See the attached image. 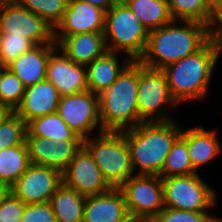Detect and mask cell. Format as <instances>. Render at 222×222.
<instances>
[{
	"label": "cell",
	"instance_id": "6da1fadb",
	"mask_svg": "<svg viewBox=\"0 0 222 222\" xmlns=\"http://www.w3.org/2000/svg\"><path fill=\"white\" fill-rule=\"evenodd\" d=\"M178 21L149 31L144 55L139 62L149 68L163 69L199 51L209 40V26L197 21Z\"/></svg>",
	"mask_w": 222,
	"mask_h": 222
},
{
	"label": "cell",
	"instance_id": "7a4b0ae2",
	"mask_svg": "<svg viewBox=\"0 0 222 222\" xmlns=\"http://www.w3.org/2000/svg\"><path fill=\"white\" fill-rule=\"evenodd\" d=\"M122 132L129 147L133 170L139 169L137 174L159 175L182 128L171 120L142 122Z\"/></svg>",
	"mask_w": 222,
	"mask_h": 222
},
{
	"label": "cell",
	"instance_id": "3957f363",
	"mask_svg": "<svg viewBox=\"0 0 222 222\" xmlns=\"http://www.w3.org/2000/svg\"><path fill=\"white\" fill-rule=\"evenodd\" d=\"M221 51L209 40L199 51L167 65L165 72L171 96L177 102L207 99L213 70Z\"/></svg>",
	"mask_w": 222,
	"mask_h": 222
},
{
	"label": "cell",
	"instance_id": "277c9868",
	"mask_svg": "<svg viewBox=\"0 0 222 222\" xmlns=\"http://www.w3.org/2000/svg\"><path fill=\"white\" fill-rule=\"evenodd\" d=\"M139 61H132L99 95V115L103 131H123L136 127L139 118L137 89Z\"/></svg>",
	"mask_w": 222,
	"mask_h": 222
},
{
	"label": "cell",
	"instance_id": "5b68a950",
	"mask_svg": "<svg viewBox=\"0 0 222 222\" xmlns=\"http://www.w3.org/2000/svg\"><path fill=\"white\" fill-rule=\"evenodd\" d=\"M103 34L108 51L125 53L132 61L145 53L149 31L122 0L106 12Z\"/></svg>",
	"mask_w": 222,
	"mask_h": 222
},
{
	"label": "cell",
	"instance_id": "8992f818",
	"mask_svg": "<svg viewBox=\"0 0 222 222\" xmlns=\"http://www.w3.org/2000/svg\"><path fill=\"white\" fill-rule=\"evenodd\" d=\"M104 179L112 188H119L134 175L129 147L122 131H103L84 139Z\"/></svg>",
	"mask_w": 222,
	"mask_h": 222
},
{
	"label": "cell",
	"instance_id": "52a82bcc",
	"mask_svg": "<svg viewBox=\"0 0 222 222\" xmlns=\"http://www.w3.org/2000/svg\"><path fill=\"white\" fill-rule=\"evenodd\" d=\"M137 105L139 118L143 122L173 120L164 108L178 104L170 94L167 77L162 69L149 68L139 62Z\"/></svg>",
	"mask_w": 222,
	"mask_h": 222
},
{
	"label": "cell",
	"instance_id": "ba28073f",
	"mask_svg": "<svg viewBox=\"0 0 222 222\" xmlns=\"http://www.w3.org/2000/svg\"><path fill=\"white\" fill-rule=\"evenodd\" d=\"M164 206L177 210L208 211L216 193L198 173L162 178Z\"/></svg>",
	"mask_w": 222,
	"mask_h": 222
},
{
	"label": "cell",
	"instance_id": "9c48e42d",
	"mask_svg": "<svg viewBox=\"0 0 222 222\" xmlns=\"http://www.w3.org/2000/svg\"><path fill=\"white\" fill-rule=\"evenodd\" d=\"M0 34L23 36L35 45L56 44L54 29L17 1L0 0Z\"/></svg>",
	"mask_w": 222,
	"mask_h": 222
},
{
	"label": "cell",
	"instance_id": "30bf717a",
	"mask_svg": "<svg viewBox=\"0 0 222 222\" xmlns=\"http://www.w3.org/2000/svg\"><path fill=\"white\" fill-rule=\"evenodd\" d=\"M119 189L124 194L130 217L153 219L165 207L159 175L134 174Z\"/></svg>",
	"mask_w": 222,
	"mask_h": 222
},
{
	"label": "cell",
	"instance_id": "8fae6325",
	"mask_svg": "<svg viewBox=\"0 0 222 222\" xmlns=\"http://www.w3.org/2000/svg\"><path fill=\"white\" fill-rule=\"evenodd\" d=\"M57 113L67 126L83 140L91 131L103 132L99 115L98 94L86 90L81 93L60 96Z\"/></svg>",
	"mask_w": 222,
	"mask_h": 222
},
{
	"label": "cell",
	"instance_id": "7c38bea8",
	"mask_svg": "<svg viewBox=\"0 0 222 222\" xmlns=\"http://www.w3.org/2000/svg\"><path fill=\"white\" fill-rule=\"evenodd\" d=\"M63 183L62 172L47 166L30 164L11 186V192L24 204L50 202Z\"/></svg>",
	"mask_w": 222,
	"mask_h": 222
},
{
	"label": "cell",
	"instance_id": "4fadbf2b",
	"mask_svg": "<svg viewBox=\"0 0 222 222\" xmlns=\"http://www.w3.org/2000/svg\"><path fill=\"white\" fill-rule=\"evenodd\" d=\"M62 179L65 185L85 196L104 194L112 189L84 145L62 172Z\"/></svg>",
	"mask_w": 222,
	"mask_h": 222
},
{
	"label": "cell",
	"instance_id": "5bb4252c",
	"mask_svg": "<svg viewBox=\"0 0 222 222\" xmlns=\"http://www.w3.org/2000/svg\"><path fill=\"white\" fill-rule=\"evenodd\" d=\"M30 163L47 166L63 172L77 152L84 145V140H56L38 136H25Z\"/></svg>",
	"mask_w": 222,
	"mask_h": 222
},
{
	"label": "cell",
	"instance_id": "9a60e30c",
	"mask_svg": "<svg viewBox=\"0 0 222 222\" xmlns=\"http://www.w3.org/2000/svg\"><path fill=\"white\" fill-rule=\"evenodd\" d=\"M46 79L56 87L60 96L88 90L86 66L71 61L58 47L49 54Z\"/></svg>",
	"mask_w": 222,
	"mask_h": 222
},
{
	"label": "cell",
	"instance_id": "2e32d148",
	"mask_svg": "<svg viewBox=\"0 0 222 222\" xmlns=\"http://www.w3.org/2000/svg\"><path fill=\"white\" fill-rule=\"evenodd\" d=\"M106 11L81 0H69L61 23L54 35L103 33Z\"/></svg>",
	"mask_w": 222,
	"mask_h": 222
},
{
	"label": "cell",
	"instance_id": "e0dca14e",
	"mask_svg": "<svg viewBox=\"0 0 222 222\" xmlns=\"http://www.w3.org/2000/svg\"><path fill=\"white\" fill-rule=\"evenodd\" d=\"M54 41L71 61L84 66L108 51L103 33L54 35Z\"/></svg>",
	"mask_w": 222,
	"mask_h": 222
},
{
	"label": "cell",
	"instance_id": "ac0fdd59",
	"mask_svg": "<svg viewBox=\"0 0 222 222\" xmlns=\"http://www.w3.org/2000/svg\"><path fill=\"white\" fill-rule=\"evenodd\" d=\"M60 95L47 79L26 88L21 104L15 112L27 124L30 120L56 113Z\"/></svg>",
	"mask_w": 222,
	"mask_h": 222
},
{
	"label": "cell",
	"instance_id": "d6986e66",
	"mask_svg": "<svg viewBox=\"0 0 222 222\" xmlns=\"http://www.w3.org/2000/svg\"><path fill=\"white\" fill-rule=\"evenodd\" d=\"M129 217L124 194L119 188L86 198L83 222H125Z\"/></svg>",
	"mask_w": 222,
	"mask_h": 222
},
{
	"label": "cell",
	"instance_id": "ffe728a7",
	"mask_svg": "<svg viewBox=\"0 0 222 222\" xmlns=\"http://www.w3.org/2000/svg\"><path fill=\"white\" fill-rule=\"evenodd\" d=\"M56 47L57 44L36 45L16 58L6 68L15 74L26 88L35 85L46 79L49 54Z\"/></svg>",
	"mask_w": 222,
	"mask_h": 222
},
{
	"label": "cell",
	"instance_id": "44dd1931",
	"mask_svg": "<svg viewBox=\"0 0 222 222\" xmlns=\"http://www.w3.org/2000/svg\"><path fill=\"white\" fill-rule=\"evenodd\" d=\"M119 54L113 51H106L102 56L97 57L89 65L87 70L88 90L95 94H100L117 79L121 72L132 62L126 56L120 65ZM120 65V66H119Z\"/></svg>",
	"mask_w": 222,
	"mask_h": 222
},
{
	"label": "cell",
	"instance_id": "7402d4cb",
	"mask_svg": "<svg viewBox=\"0 0 222 222\" xmlns=\"http://www.w3.org/2000/svg\"><path fill=\"white\" fill-rule=\"evenodd\" d=\"M180 136L188 145L190 159L196 172L200 166L216 158L222 149L216 131L206 130L202 126H195L187 130L182 128Z\"/></svg>",
	"mask_w": 222,
	"mask_h": 222
},
{
	"label": "cell",
	"instance_id": "603a6c76",
	"mask_svg": "<svg viewBox=\"0 0 222 222\" xmlns=\"http://www.w3.org/2000/svg\"><path fill=\"white\" fill-rule=\"evenodd\" d=\"M87 196L62 183L52 195L50 204L57 222H83Z\"/></svg>",
	"mask_w": 222,
	"mask_h": 222
},
{
	"label": "cell",
	"instance_id": "cb8c5ba5",
	"mask_svg": "<svg viewBox=\"0 0 222 222\" xmlns=\"http://www.w3.org/2000/svg\"><path fill=\"white\" fill-rule=\"evenodd\" d=\"M148 31L173 21L167 0H122Z\"/></svg>",
	"mask_w": 222,
	"mask_h": 222
},
{
	"label": "cell",
	"instance_id": "d4e9b609",
	"mask_svg": "<svg viewBox=\"0 0 222 222\" xmlns=\"http://www.w3.org/2000/svg\"><path fill=\"white\" fill-rule=\"evenodd\" d=\"M26 129L25 136H38L54 142L58 139L83 140L67 126L57 112L30 120Z\"/></svg>",
	"mask_w": 222,
	"mask_h": 222
},
{
	"label": "cell",
	"instance_id": "484cf974",
	"mask_svg": "<svg viewBox=\"0 0 222 222\" xmlns=\"http://www.w3.org/2000/svg\"><path fill=\"white\" fill-rule=\"evenodd\" d=\"M26 142L0 151V182L10 187L30 165Z\"/></svg>",
	"mask_w": 222,
	"mask_h": 222
},
{
	"label": "cell",
	"instance_id": "4316f807",
	"mask_svg": "<svg viewBox=\"0 0 222 222\" xmlns=\"http://www.w3.org/2000/svg\"><path fill=\"white\" fill-rule=\"evenodd\" d=\"M173 20L197 21L210 27L214 11L208 0H167Z\"/></svg>",
	"mask_w": 222,
	"mask_h": 222
},
{
	"label": "cell",
	"instance_id": "83f0119b",
	"mask_svg": "<svg viewBox=\"0 0 222 222\" xmlns=\"http://www.w3.org/2000/svg\"><path fill=\"white\" fill-rule=\"evenodd\" d=\"M194 173L197 172L193 169L188 145L186 141L179 136L173 143L159 176L161 178H167L170 176L189 175Z\"/></svg>",
	"mask_w": 222,
	"mask_h": 222
},
{
	"label": "cell",
	"instance_id": "f1b7e54d",
	"mask_svg": "<svg viewBox=\"0 0 222 222\" xmlns=\"http://www.w3.org/2000/svg\"><path fill=\"white\" fill-rule=\"evenodd\" d=\"M26 87L8 68L1 67L0 73V108L15 111L21 104Z\"/></svg>",
	"mask_w": 222,
	"mask_h": 222
},
{
	"label": "cell",
	"instance_id": "f546056e",
	"mask_svg": "<svg viewBox=\"0 0 222 222\" xmlns=\"http://www.w3.org/2000/svg\"><path fill=\"white\" fill-rule=\"evenodd\" d=\"M69 0H17L27 10L44 19L54 30L61 23Z\"/></svg>",
	"mask_w": 222,
	"mask_h": 222
},
{
	"label": "cell",
	"instance_id": "4dcf8cb0",
	"mask_svg": "<svg viewBox=\"0 0 222 222\" xmlns=\"http://www.w3.org/2000/svg\"><path fill=\"white\" fill-rule=\"evenodd\" d=\"M26 131L25 121L15 111H6L0 117V151L23 144Z\"/></svg>",
	"mask_w": 222,
	"mask_h": 222
},
{
	"label": "cell",
	"instance_id": "1f68e13d",
	"mask_svg": "<svg viewBox=\"0 0 222 222\" xmlns=\"http://www.w3.org/2000/svg\"><path fill=\"white\" fill-rule=\"evenodd\" d=\"M0 66L7 67L23 53L31 50L36 45L23 36L0 34Z\"/></svg>",
	"mask_w": 222,
	"mask_h": 222
},
{
	"label": "cell",
	"instance_id": "d6a6232c",
	"mask_svg": "<svg viewBox=\"0 0 222 222\" xmlns=\"http://www.w3.org/2000/svg\"><path fill=\"white\" fill-rule=\"evenodd\" d=\"M219 219L207 211L194 212L164 207L153 218V222H217Z\"/></svg>",
	"mask_w": 222,
	"mask_h": 222
},
{
	"label": "cell",
	"instance_id": "836d02e7",
	"mask_svg": "<svg viewBox=\"0 0 222 222\" xmlns=\"http://www.w3.org/2000/svg\"><path fill=\"white\" fill-rule=\"evenodd\" d=\"M20 222H57L50 202L25 204Z\"/></svg>",
	"mask_w": 222,
	"mask_h": 222
},
{
	"label": "cell",
	"instance_id": "e575fe53",
	"mask_svg": "<svg viewBox=\"0 0 222 222\" xmlns=\"http://www.w3.org/2000/svg\"><path fill=\"white\" fill-rule=\"evenodd\" d=\"M25 204L12 192L0 205V222H20Z\"/></svg>",
	"mask_w": 222,
	"mask_h": 222
},
{
	"label": "cell",
	"instance_id": "d590c367",
	"mask_svg": "<svg viewBox=\"0 0 222 222\" xmlns=\"http://www.w3.org/2000/svg\"><path fill=\"white\" fill-rule=\"evenodd\" d=\"M209 32L210 40L218 46L222 53V5L214 10Z\"/></svg>",
	"mask_w": 222,
	"mask_h": 222
},
{
	"label": "cell",
	"instance_id": "8d00e7d4",
	"mask_svg": "<svg viewBox=\"0 0 222 222\" xmlns=\"http://www.w3.org/2000/svg\"><path fill=\"white\" fill-rule=\"evenodd\" d=\"M86 3H90L94 6H97L106 12L115 4L119 3L121 0H81Z\"/></svg>",
	"mask_w": 222,
	"mask_h": 222
},
{
	"label": "cell",
	"instance_id": "74e56055",
	"mask_svg": "<svg viewBox=\"0 0 222 222\" xmlns=\"http://www.w3.org/2000/svg\"><path fill=\"white\" fill-rule=\"evenodd\" d=\"M10 192L11 187L4 182H0V205L2 204L4 199L9 195Z\"/></svg>",
	"mask_w": 222,
	"mask_h": 222
},
{
	"label": "cell",
	"instance_id": "f35d334b",
	"mask_svg": "<svg viewBox=\"0 0 222 222\" xmlns=\"http://www.w3.org/2000/svg\"><path fill=\"white\" fill-rule=\"evenodd\" d=\"M125 222H153L151 218L129 217Z\"/></svg>",
	"mask_w": 222,
	"mask_h": 222
},
{
	"label": "cell",
	"instance_id": "ab89813d",
	"mask_svg": "<svg viewBox=\"0 0 222 222\" xmlns=\"http://www.w3.org/2000/svg\"><path fill=\"white\" fill-rule=\"evenodd\" d=\"M208 2L213 11L222 5V0H208Z\"/></svg>",
	"mask_w": 222,
	"mask_h": 222
},
{
	"label": "cell",
	"instance_id": "60d3db41",
	"mask_svg": "<svg viewBox=\"0 0 222 222\" xmlns=\"http://www.w3.org/2000/svg\"><path fill=\"white\" fill-rule=\"evenodd\" d=\"M6 112V110L0 108V117Z\"/></svg>",
	"mask_w": 222,
	"mask_h": 222
}]
</instances>
